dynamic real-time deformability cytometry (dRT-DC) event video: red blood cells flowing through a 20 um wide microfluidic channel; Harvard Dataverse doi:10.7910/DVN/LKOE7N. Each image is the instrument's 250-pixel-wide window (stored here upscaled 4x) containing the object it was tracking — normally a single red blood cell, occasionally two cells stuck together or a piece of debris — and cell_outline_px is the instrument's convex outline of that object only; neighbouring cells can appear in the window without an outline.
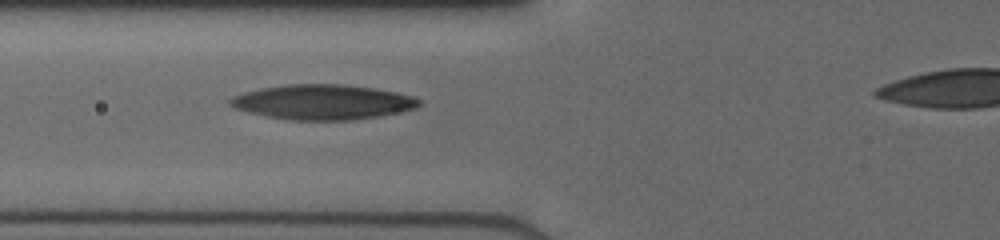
{"species": "human", "species_latin": "Homo sapiens", "temperature_condition": "cold", "stored_images_in_passage": 10, "segment_of_instrument_passage": [1, 2], "camera_frame_rate_fps": 3000, "um_per_image_px": 0.085, "donor": {"sex": "male"}, "frame": {"image": 1, "passage_image": 9, "time_ms": 3.667, "image_size_px": [1000, 240], "cell_outline_px": [[420, 104], [416, 108], [376, 116], [352, 120], [292, 120], [252, 112], [236, 108], [228, 104], [228, 100], [232, 96], [244, 92], [260, 88], [288, 84], [340, 84], [376, 88], [396, 92], [412, 96], [420, 100]], "centroid_in_image_um": [27.43, 8.66], "position_along_channel_um": 98.4, "area_um2": 38.03}}